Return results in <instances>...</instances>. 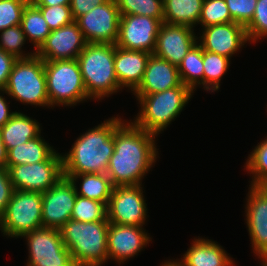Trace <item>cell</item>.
<instances>
[{"mask_svg":"<svg viewBox=\"0 0 267 266\" xmlns=\"http://www.w3.org/2000/svg\"><path fill=\"white\" fill-rule=\"evenodd\" d=\"M124 121L114 131V152L106 173L114 187L142 184L158 156L157 136Z\"/></svg>","mask_w":267,"mask_h":266,"instance_id":"obj_1","label":"cell"},{"mask_svg":"<svg viewBox=\"0 0 267 266\" xmlns=\"http://www.w3.org/2000/svg\"><path fill=\"white\" fill-rule=\"evenodd\" d=\"M112 117L80 135L63 154V174L107 173L114 152V131L123 122Z\"/></svg>","mask_w":267,"mask_h":266,"instance_id":"obj_2","label":"cell"},{"mask_svg":"<svg viewBox=\"0 0 267 266\" xmlns=\"http://www.w3.org/2000/svg\"><path fill=\"white\" fill-rule=\"evenodd\" d=\"M109 221L68 220L60 229L65 247L76 266H102L108 261Z\"/></svg>","mask_w":267,"mask_h":266,"instance_id":"obj_3","label":"cell"},{"mask_svg":"<svg viewBox=\"0 0 267 266\" xmlns=\"http://www.w3.org/2000/svg\"><path fill=\"white\" fill-rule=\"evenodd\" d=\"M115 47L116 44L111 43H87L77 57L91 99H104L122 90L114 68Z\"/></svg>","mask_w":267,"mask_h":266,"instance_id":"obj_4","label":"cell"},{"mask_svg":"<svg viewBox=\"0 0 267 266\" xmlns=\"http://www.w3.org/2000/svg\"><path fill=\"white\" fill-rule=\"evenodd\" d=\"M193 93L181 84L154 94L135 95L141 108L132 122L158 136L184 110Z\"/></svg>","mask_w":267,"mask_h":266,"instance_id":"obj_5","label":"cell"},{"mask_svg":"<svg viewBox=\"0 0 267 266\" xmlns=\"http://www.w3.org/2000/svg\"><path fill=\"white\" fill-rule=\"evenodd\" d=\"M4 91L6 95L24 105L51 107L47 93L44 60L37 55L17 59Z\"/></svg>","mask_w":267,"mask_h":266,"instance_id":"obj_6","label":"cell"},{"mask_svg":"<svg viewBox=\"0 0 267 266\" xmlns=\"http://www.w3.org/2000/svg\"><path fill=\"white\" fill-rule=\"evenodd\" d=\"M49 104L75 106L88 96L77 59L44 61Z\"/></svg>","mask_w":267,"mask_h":266,"instance_id":"obj_7","label":"cell"},{"mask_svg":"<svg viewBox=\"0 0 267 266\" xmlns=\"http://www.w3.org/2000/svg\"><path fill=\"white\" fill-rule=\"evenodd\" d=\"M42 227V193L14 190L0 218V230L7 237L22 235Z\"/></svg>","mask_w":267,"mask_h":266,"instance_id":"obj_8","label":"cell"},{"mask_svg":"<svg viewBox=\"0 0 267 266\" xmlns=\"http://www.w3.org/2000/svg\"><path fill=\"white\" fill-rule=\"evenodd\" d=\"M21 237L27 240V266H76L60 230L41 227Z\"/></svg>","mask_w":267,"mask_h":266,"instance_id":"obj_9","label":"cell"},{"mask_svg":"<svg viewBox=\"0 0 267 266\" xmlns=\"http://www.w3.org/2000/svg\"><path fill=\"white\" fill-rule=\"evenodd\" d=\"M8 172L14 190L43 193L63 177V156L55 151L46 161L12 165Z\"/></svg>","mask_w":267,"mask_h":266,"instance_id":"obj_10","label":"cell"},{"mask_svg":"<svg viewBox=\"0 0 267 266\" xmlns=\"http://www.w3.org/2000/svg\"><path fill=\"white\" fill-rule=\"evenodd\" d=\"M142 184L113 187L107 205L109 223L143 226L147 219V204Z\"/></svg>","mask_w":267,"mask_h":266,"instance_id":"obj_11","label":"cell"},{"mask_svg":"<svg viewBox=\"0 0 267 266\" xmlns=\"http://www.w3.org/2000/svg\"><path fill=\"white\" fill-rule=\"evenodd\" d=\"M120 17L116 0H108L74 21L87 43L115 44L119 35Z\"/></svg>","mask_w":267,"mask_h":266,"instance_id":"obj_12","label":"cell"},{"mask_svg":"<svg viewBox=\"0 0 267 266\" xmlns=\"http://www.w3.org/2000/svg\"><path fill=\"white\" fill-rule=\"evenodd\" d=\"M163 20L142 15H121L117 47L153 54Z\"/></svg>","mask_w":267,"mask_h":266,"instance_id":"obj_13","label":"cell"},{"mask_svg":"<svg viewBox=\"0 0 267 266\" xmlns=\"http://www.w3.org/2000/svg\"><path fill=\"white\" fill-rule=\"evenodd\" d=\"M76 196L75 184L64 176L43 192L42 227L60 230L71 219Z\"/></svg>","mask_w":267,"mask_h":266,"instance_id":"obj_14","label":"cell"},{"mask_svg":"<svg viewBox=\"0 0 267 266\" xmlns=\"http://www.w3.org/2000/svg\"><path fill=\"white\" fill-rule=\"evenodd\" d=\"M87 41L77 23L52 30L45 42L36 51V55L44 61L77 59Z\"/></svg>","mask_w":267,"mask_h":266,"instance_id":"obj_15","label":"cell"},{"mask_svg":"<svg viewBox=\"0 0 267 266\" xmlns=\"http://www.w3.org/2000/svg\"><path fill=\"white\" fill-rule=\"evenodd\" d=\"M249 186L245 216L252 250L259 259L267 258V191L262 186Z\"/></svg>","mask_w":267,"mask_h":266,"instance_id":"obj_16","label":"cell"},{"mask_svg":"<svg viewBox=\"0 0 267 266\" xmlns=\"http://www.w3.org/2000/svg\"><path fill=\"white\" fill-rule=\"evenodd\" d=\"M197 41L203 50L227 58L232 57L233 54L239 52L244 44L250 43L246 28L235 22L210 25L202 28L200 37Z\"/></svg>","mask_w":267,"mask_h":266,"instance_id":"obj_17","label":"cell"},{"mask_svg":"<svg viewBox=\"0 0 267 266\" xmlns=\"http://www.w3.org/2000/svg\"><path fill=\"white\" fill-rule=\"evenodd\" d=\"M143 226L110 223L107 235L108 260L119 265L137 255L151 241Z\"/></svg>","mask_w":267,"mask_h":266,"instance_id":"obj_18","label":"cell"},{"mask_svg":"<svg viewBox=\"0 0 267 266\" xmlns=\"http://www.w3.org/2000/svg\"><path fill=\"white\" fill-rule=\"evenodd\" d=\"M197 39L192 27L163 22L153 54L178 66L188 51L198 43Z\"/></svg>","mask_w":267,"mask_h":266,"instance_id":"obj_19","label":"cell"},{"mask_svg":"<svg viewBox=\"0 0 267 266\" xmlns=\"http://www.w3.org/2000/svg\"><path fill=\"white\" fill-rule=\"evenodd\" d=\"M182 84L178 66L151 54L144 77L134 95H147L162 92Z\"/></svg>","mask_w":267,"mask_h":266,"instance_id":"obj_20","label":"cell"},{"mask_svg":"<svg viewBox=\"0 0 267 266\" xmlns=\"http://www.w3.org/2000/svg\"><path fill=\"white\" fill-rule=\"evenodd\" d=\"M150 53L115 47L114 68L119 86L135 91L141 84Z\"/></svg>","mask_w":267,"mask_h":266,"instance_id":"obj_21","label":"cell"},{"mask_svg":"<svg viewBox=\"0 0 267 266\" xmlns=\"http://www.w3.org/2000/svg\"><path fill=\"white\" fill-rule=\"evenodd\" d=\"M228 255L217 242L198 237L178 261L182 266H235Z\"/></svg>","mask_w":267,"mask_h":266,"instance_id":"obj_22","label":"cell"},{"mask_svg":"<svg viewBox=\"0 0 267 266\" xmlns=\"http://www.w3.org/2000/svg\"><path fill=\"white\" fill-rule=\"evenodd\" d=\"M40 126L37 120L15 111L11 119L0 128L7 152L11 148L37 137L41 133Z\"/></svg>","mask_w":267,"mask_h":266,"instance_id":"obj_23","label":"cell"},{"mask_svg":"<svg viewBox=\"0 0 267 266\" xmlns=\"http://www.w3.org/2000/svg\"><path fill=\"white\" fill-rule=\"evenodd\" d=\"M56 150L51 147L41 133L7 152L6 168L12 165L33 164L46 161Z\"/></svg>","mask_w":267,"mask_h":266,"instance_id":"obj_24","label":"cell"},{"mask_svg":"<svg viewBox=\"0 0 267 266\" xmlns=\"http://www.w3.org/2000/svg\"><path fill=\"white\" fill-rule=\"evenodd\" d=\"M74 184L77 195L97 200L108 205L113 190V184L106 173H87V174H63ZM81 179L80 190L76 181Z\"/></svg>","mask_w":267,"mask_h":266,"instance_id":"obj_25","label":"cell"},{"mask_svg":"<svg viewBox=\"0 0 267 266\" xmlns=\"http://www.w3.org/2000/svg\"><path fill=\"white\" fill-rule=\"evenodd\" d=\"M204 0H163V22L194 28L198 24Z\"/></svg>","mask_w":267,"mask_h":266,"instance_id":"obj_26","label":"cell"},{"mask_svg":"<svg viewBox=\"0 0 267 266\" xmlns=\"http://www.w3.org/2000/svg\"><path fill=\"white\" fill-rule=\"evenodd\" d=\"M21 27L27 41L29 40L34 45L35 52L51 33L41 11L31 1L26 5L22 13Z\"/></svg>","mask_w":267,"mask_h":266,"instance_id":"obj_27","label":"cell"},{"mask_svg":"<svg viewBox=\"0 0 267 266\" xmlns=\"http://www.w3.org/2000/svg\"><path fill=\"white\" fill-rule=\"evenodd\" d=\"M178 71L182 84L193 92L197 86H203V49L198 43L188 51L178 65Z\"/></svg>","mask_w":267,"mask_h":266,"instance_id":"obj_28","label":"cell"},{"mask_svg":"<svg viewBox=\"0 0 267 266\" xmlns=\"http://www.w3.org/2000/svg\"><path fill=\"white\" fill-rule=\"evenodd\" d=\"M230 58L203 50V88L208 92L220 89V82L230 66Z\"/></svg>","mask_w":267,"mask_h":266,"instance_id":"obj_29","label":"cell"},{"mask_svg":"<svg viewBox=\"0 0 267 266\" xmlns=\"http://www.w3.org/2000/svg\"><path fill=\"white\" fill-rule=\"evenodd\" d=\"M71 219L79 222L108 221L107 204L77 195Z\"/></svg>","mask_w":267,"mask_h":266,"instance_id":"obj_30","label":"cell"},{"mask_svg":"<svg viewBox=\"0 0 267 266\" xmlns=\"http://www.w3.org/2000/svg\"><path fill=\"white\" fill-rule=\"evenodd\" d=\"M246 171L251 176V185L262 186L267 183V136L255 146L246 160Z\"/></svg>","mask_w":267,"mask_h":266,"instance_id":"obj_31","label":"cell"},{"mask_svg":"<svg viewBox=\"0 0 267 266\" xmlns=\"http://www.w3.org/2000/svg\"><path fill=\"white\" fill-rule=\"evenodd\" d=\"M120 15H142L163 20V0H116Z\"/></svg>","mask_w":267,"mask_h":266,"instance_id":"obj_32","label":"cell"},{"mask_svg":"<svg viewBox=\"0 0 267 266\" xmlns=\"http://www.w3.org/2000/svg\"><path fill=\"white\" fill-rule=\"evenodd\" d=\"M0 33V50L13 55L16 59H26L36 55V52L26 54L21 50L27 40L21 25L9 27Z\"/></svg>","mask_w":267,"mask_h":266,"instance_id":"obj_33","label":"cell"},{"mask_svg":"<svg viewBox=\"0 0 267 266\" xmlns=\"http://www.w3.org/2000/svg\"><path fill=\"white\" fill-rule=\"evenodd\" d=\"M230 22L233 21L225 0H204L198 22L202 28Z\"/></svg>","mask_w":267,"mask_h":266,"instance_id":"obj_34","label":"cell"},{"mask_svg":"<svg viewBox=\"0 0 267 266\" xmlns=\"http://www.w3.org/2000/svg\"><path fill=\"white\" fill-rule=\"evenodd\" d=\"M31 0H0V32L21 25L24 8Z\"/></svg>","mask_w":267,"mask_h":266,"instance_id":"obj_35","label":"cell"},{"mask_svg":"<svg viewBox=\"0 0 267 266\" xmlns=\"http://www.w3.org/2000/svg\"><path fill=\"white\" fill-rule=\"evenodd\" d=\"M245 28L250 43L267 37V0H257L253 18Z\"/></svg>","mask_w":267,"mask_h":266,"instance_id":"obj_36","label":"cell"},{"mask_svg":"<svg viewBox=\"0 0 267 266\" xmlns=\"http://www.w3.org/2000/svg\"><path fill=\"white\" fill-rule=\"evenodd\" d=\"M45 18L50 30H56L74 21L70 5L36 6Z\"/></svg>","mask_w":267,"mask_h":266,"instance_id":"obj_37","label":"cell"},{"mask_svg":"<svg viewBox=\"0 0 267 266\" xmlns=\"http://www.w3.org/2000/svg\"><path fill=\"white\" fill-rule=\"evenodd\" d=\"M232 21L246 27L252 20L257 0H225Z\"/></svg>","mask_w":267,"mask_h":266,"instance_id":"obj_38","label":"cell"},{"mask_svg":"<svg viewBox=\"0 0 267 266\" xmlns=\"http://www.w3.org/2000/svg\"><path fill=\"white\" fill-rule=\"evenodd\" d=\"M14 188L10 180L8 169L0 166V218L7 209Z\"/></svg>","mask_w":267,"mask_h":266,"instance_id":"obj_39","label":"cell"},{"mask_svg":"<svg viewBox=\"0 0 267 266\" xmlns=\"http://www.w3.org/2000/svg\"><path fill=\"white\" fill-rule=\"evenodd\" d=\"M108 0H70V9L73 19L90 12L95 6Z\"/></svg>","mask_w":267,"mask_h":266,"instance_id":"obj_40","label":"cell"},{"mask_svg":"<svg viewBox=\"0 0 267 266\" xmlns=\"http://www.w3.org/2000/svg\"><path fill=\"white\" fill-rule=\"evenodd\" d=\"M17 59L9 54L0 50V90H4L9 79L14 62Z\"/></svg>","mask_w":267,"mask_h":266,"instance_id":"obj_41","label":"cell"},{"mask_svg":"<svg viewBox=\"0 0 267 266\" xmlns=\"http://www.w3.org/2000/svg\"><path fill=\"white\" fill-rule=\"evenodd\" d=\"M4 90H0V128L4 126L12 117L15 112L9 110V103L4 98ZM2 94V95H1Z\"/></svg>","mask_w":267,"mask_h":266,"instance_id":"obj_42","label":"cell"},{"mask_svg":"<svg viewBox=\"0 0 267 266\" xmlns=\"http://www.w3.org/2000/svg\"><path fill=\"white\" fill-rule=\"evenodd\" d=\"M35 6L70 5V0H31Z\"/></svg>","mask_w":267,"mask_h":266,"instance_id":"obj_43","label":"cell"},{"mask_svg":"<svg viewBox=\"0 0 267 266\" xmlns=\"http://www.w3.org/2000/svg\"><path fill=\"white\" fill-rule=\"evenodd\" d=\"M7 162V150L2 140V133L0 130V166L6 168Z\"/></svg>","mask_w":267,"mask_h":266,"instance_id":"obj_44","label":"cell"},{"mask_svg":"<svg viewBox=\"0 0 267 266\" xmlns=\"http://www.w3.org/2000/svg\"><path fill=\"white\" fill-rule=\"evenodd\" d=\"M160 266H182L178 260L165 261Z\"/></svg>","mask_w":267,"mask_h":266,"instance_id":"obj_45","label":"cell"},{"mask_svg":"<svg viewBox=\"0 0 267 266\" xmlns=\"http://www.w3.org/2000/svg\"><path fill=\"white\" fill-rule=\"evenodd\" d=\"M260 262H262L260 265L261 266H267V258H260Z\"/></svg>","mask_w":267,"mask_h":266,"instance_id":"obj_46","label":"cell"},{"mask_svg":"<svg viewBox=\"0 0 267 266\" xmlns=\"http://www.w3.org/2000/svg\"><path fill=\"white\" fill-rule=\"evenodd\" d=\"M262 187L267 191V183L262 185Z\"/></svg>","mask_w":267,"mask_h":266,"instance_id":"obj_47","label":"cell"}]
</instances>
